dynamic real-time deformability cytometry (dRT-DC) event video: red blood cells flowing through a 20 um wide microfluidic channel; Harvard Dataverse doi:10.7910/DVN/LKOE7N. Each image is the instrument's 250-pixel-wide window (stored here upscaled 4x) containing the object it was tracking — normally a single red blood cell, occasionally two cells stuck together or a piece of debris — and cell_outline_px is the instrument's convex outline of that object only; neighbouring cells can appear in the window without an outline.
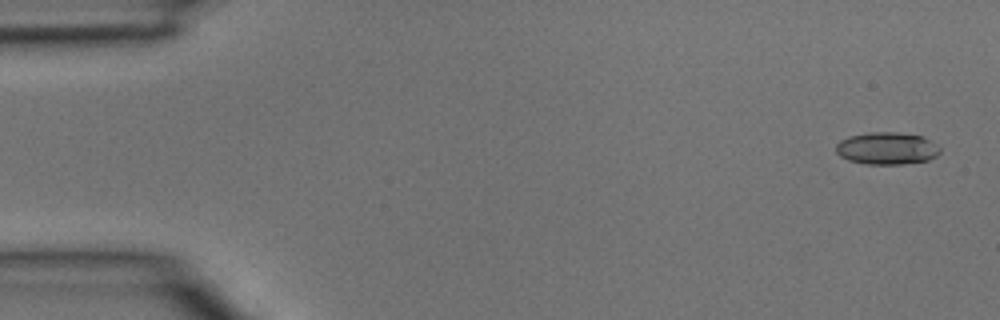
{"species": "common noctule bat (a hibernating species)", "species_latin": "Nyctalus noctula", "temperature_condition": "room temperature", "stored_images_in_passage": 2, "segment_of_instrument_passage": [2, 2], "camera_frame_rate_fps": 3000, "um_per_image_px": 0.085, "animal": {"sex": "male", "body_mass_g": 15.6}, "frame": {"image": 1, "passage_image": 2, "time_ms": 0.333, "image_size_px": [1000, 320], "cell_outline_px": [[940, 152], [936, 156], [928, 160], [904, 164], [868, 164], [848, 160], [840, 156], [836, 152], [836, 144], [840, 140], [848, 136], [868, 132], [896, 132], [924, 136], [936, 144], [940, 148]], "centroid_in_image_um": [75.38, 12.6], "position_along_channel_um": 9.6, "area_um2": 19.71}}